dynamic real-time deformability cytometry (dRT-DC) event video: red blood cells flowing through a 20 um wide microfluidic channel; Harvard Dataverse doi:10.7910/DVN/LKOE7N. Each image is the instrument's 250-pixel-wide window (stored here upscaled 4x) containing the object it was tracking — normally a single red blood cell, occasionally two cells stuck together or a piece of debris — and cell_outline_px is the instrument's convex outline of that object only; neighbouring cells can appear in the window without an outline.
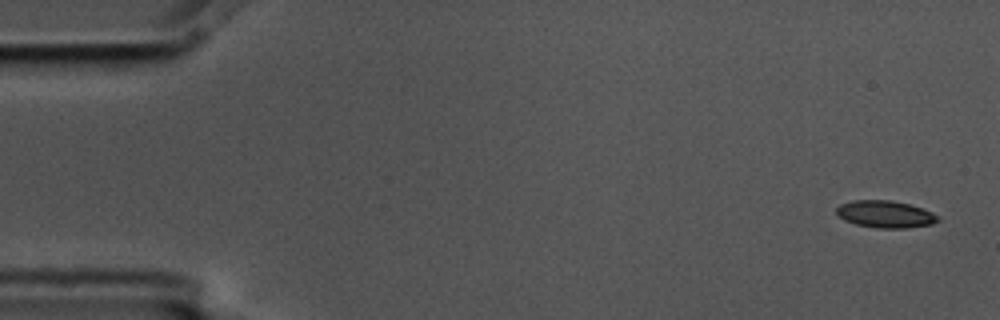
{"species": "common noctule bat (a hibernating species)", "species_latin": "Nyctalus noctula", "temperature_condition": "cold", "stored_images_in_passage": 4, "camera_frame_rate_fps": 3000, "um_per_image_px": 0.085, "animal": {"sex": "male", "body_mass_g": 17.5, "forearm_length_mm": 52.3}, "frame": {"image": 1, "passage_image": 1, "time_ms": 0.0, "image_size_px": [1000, 320], "cell_outline_px": [[940, 220], [932, 224], [908, 228], [880, 228], [856, 224], [844, 220], [836, 216], [836, 208], [840, 204], [852, 200], [888, 200], [908, 204], [924, 208], [940, 216]], "centroid_in_image_um": [75.26, 18.2], "position_along_channel_um": 9.7, "area_um2": 16.18}}
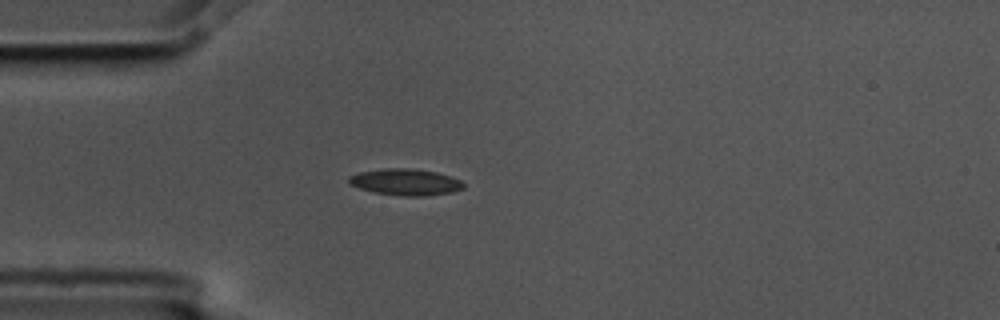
{"frame": {"image": 2, "passage_image": 4, "time_ms": 1.0, "image_size_px": [1000, 320], "cell_outline_px": [[464, 188], [452, 192], [428, 196], [400, 196], [372, 192], [348, 184], [348, 176], [360, 172], [384, 168], [412, 168], [436, 172], [460, 180], [464, 184]], "centroid_in_image_um": [34.44, 15.48], "position_along_channel_um": 50.6, "area_um2": 17.8}}